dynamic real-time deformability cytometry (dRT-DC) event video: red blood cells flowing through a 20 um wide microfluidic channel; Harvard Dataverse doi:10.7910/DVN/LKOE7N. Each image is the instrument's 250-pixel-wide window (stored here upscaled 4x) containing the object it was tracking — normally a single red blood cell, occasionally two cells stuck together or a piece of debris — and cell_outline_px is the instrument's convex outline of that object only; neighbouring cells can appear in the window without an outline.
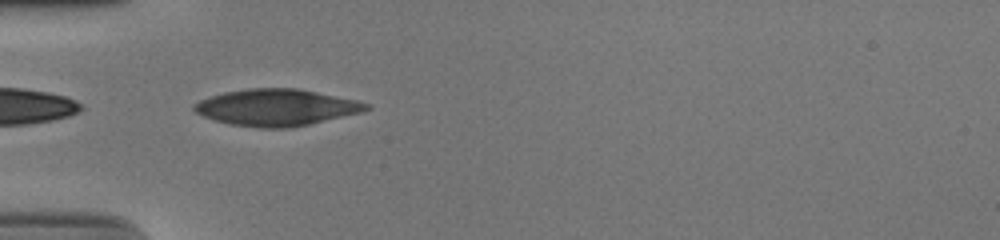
{"species": "human", "species_latin": "Homo sapiens", "temperature_condition": "cold", "stored_images_in_passage": 36, "camera_frame_rate_fps": 3000, "um_per_image_px": 0.085, "donor": {"sex": "male"}, "frame": {"image": 1, "passage_image": 1, "time_ms": 0.0, "image_size_px": [1000, 240], "cell_outline_px": [[372, 108], [360, 112], [308, 124], [288, 128], [260, 128], [232, 124], [216, 120], [204, 116], [196, 112], [192, 108], [192, 104], [200, 100], [224, 92], [248, 88], [296, 88], [356, 100], [372, 104]], "centroid_in_image_um": [23.49, 9.12], "position_along_channel_um": 61.5, "area_um2": 36.36}}
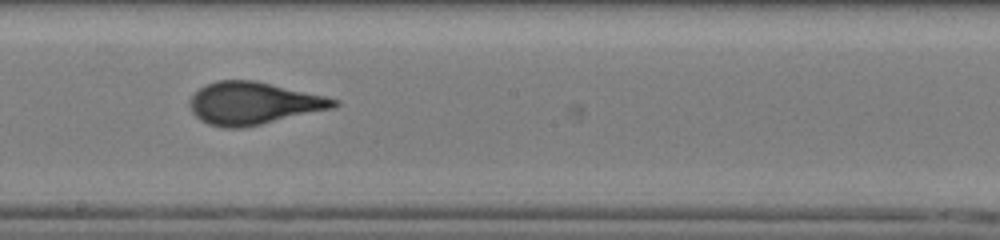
{"frame": {"image": 2, "passage_image": 14, "time_ms": 4.333, "image_size_px": [1000, 240], "cell_outline_px": [[340, 104], [336, 108], [260, 124], [240, 128], [224, 128], [208, 124], [200, 120], [192, 112], [188, 100], [200, 88], [216, 80], [256, 80], [324, 96], [340, 100]], "centroid_in_image_um": [21.55, 8.78], "position_along_channel_um": 226.6, "area_um2": 35.6}}
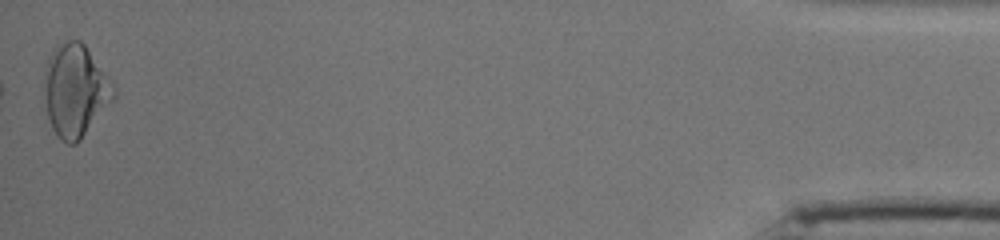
{"frame": {"image": 3, "passage_image": 36, "time_ms": 11.667, "image_size_px": [1000, 240], "cell_outline_px": [[116, 96], [80, 140], [76, 144], [68, 144], [60, 140], [56, 136], [52, 128], [48, 116], [48, 60], [56, 44], [60, 40], [80, 40], [84, 44], [116, 88]], "centroid_in_image_um": [6.46, 7.71], "position_along_channel_um": 428.7, "area_um2": 36.18}, "authors_computed_cell_mechanics": {"area_um2": 34.7378, "velocity_mm_per_s": 3.9175, "shape_relaxation_time_tau1_ms": 3.5503, "shape_relaxation_time_tau2_ms": 0.8311, "deformation_change_tau1": 0.1512, "deformation_change_tau2": 0.0448}}